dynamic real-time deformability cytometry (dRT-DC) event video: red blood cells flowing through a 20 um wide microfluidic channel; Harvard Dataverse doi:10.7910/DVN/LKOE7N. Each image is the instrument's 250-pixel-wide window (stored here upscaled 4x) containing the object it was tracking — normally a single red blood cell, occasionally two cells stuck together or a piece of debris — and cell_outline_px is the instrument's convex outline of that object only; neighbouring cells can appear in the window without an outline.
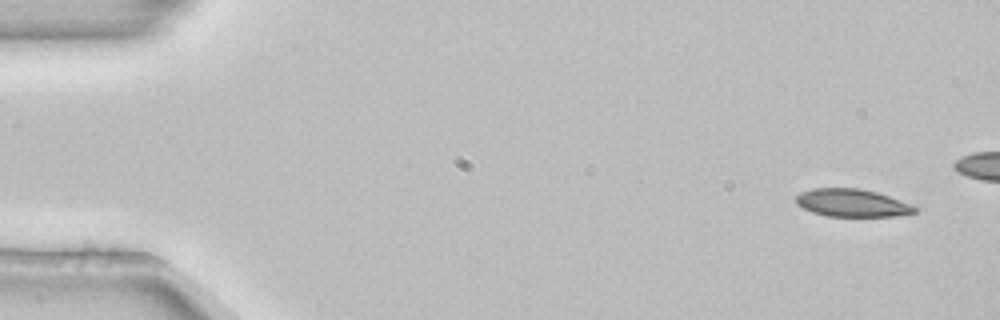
{"species": "common noctule bat (a hibernating species)", "species_latin": "Nyctalus noctula", "temperature_condition": "room temperature", "stored_images_in_passage": 5, "camera_frame_rate_fps": 3000, "um_per_image_px": 0.085, "animal": {"sex": "female", "body_mass_g": 22.7, "forearm_length_mm": 54.2}, "frame": {"image": 1, "passage_image": 1, "time_ms": 0.0, "image_size_px": [1000, 320], "cell_outline_px": [[920, 208], [916, 212], [896, 216], [828, 216], [812, 212], [796, 204], [796, 196], [800, 192], [812, 188], [860, 188], [876, 192], [912, 204]], "centroid_in_image_um": [72.44, 17.24], "position_along_channel_um": 12.6, "area_um2": 19.25}}